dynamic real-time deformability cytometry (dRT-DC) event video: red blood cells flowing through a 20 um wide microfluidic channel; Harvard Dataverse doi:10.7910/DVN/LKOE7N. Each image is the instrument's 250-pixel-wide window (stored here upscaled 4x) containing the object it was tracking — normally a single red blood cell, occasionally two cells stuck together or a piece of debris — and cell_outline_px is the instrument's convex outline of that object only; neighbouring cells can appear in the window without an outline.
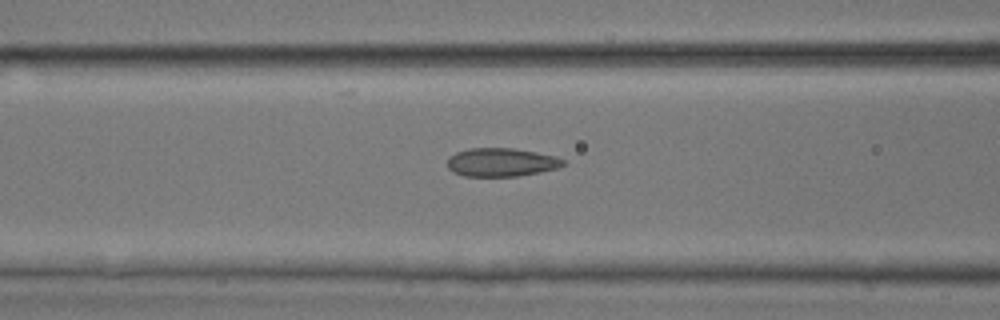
{"species": "common noctule bat (a hibernating species)", "species_latin": "Nyctalus noctula", "temperature_condition": "room temperature", "stored_images_in_passage": 30, "camera_frame_rate_fps": 3000, "um_per_image_px": 0.085, "animal": {"sex": "male", "body_mass_g": 17.9, "forearm_length_mm": 54.2}, "frame": {"image": 1, "passage_image": 6, "time_ms": 1.667, "image_size_px": [1000, 320], "cell_outline_px": [[564, 164], [556, 168], [540, 172], [516, 176], [464, 176], [452, 172], [448, 168], [448, 156], [456, 152], [468, 148], [512, 148], [536, 152], [556, 156], [564, 160]], "centroid_in_image_um": [42.57, 13.79], "position_along_channel_um": 124.0, "area_um2": 19.19}}
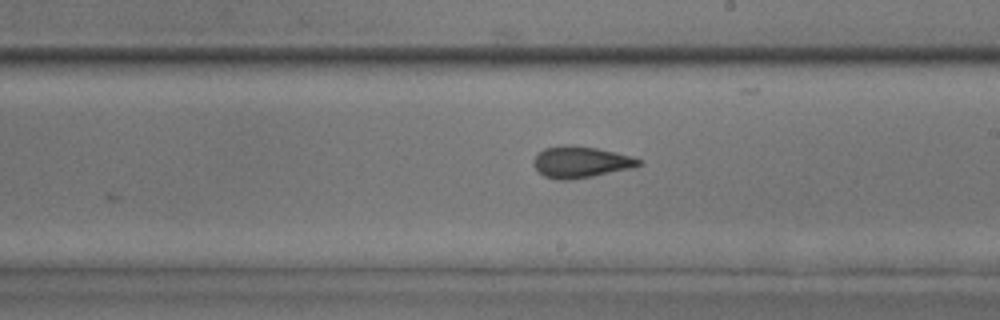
{"frame": {"image": 2, "passage_image": 14, "time_ms": 4.333, "image_size_px": [1000, 320], "cell_outline_px": [[644, 164], [636, 168], [572, 180], [560, 180], [544, 176], [532, 164], [532, 160], [544, 148], [564, 144], [572, 144], [596, 148], [632, 156], [644, 160]], "centroid_in_image_um": [49.42, 13.77], "position_along_channel_um": 239.6, "area_um2": 19.65}}
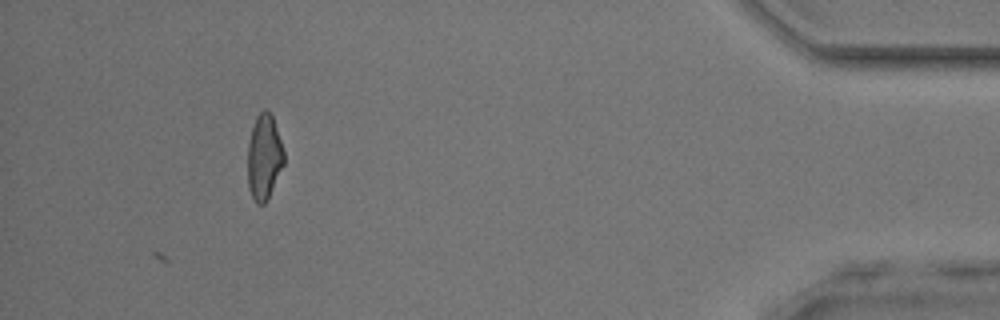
{"frame": {"image": 3, "passage_image": 30, "time_ms": 9.667, "image_size_px": [1000, 320], "cell_outline_px": [[284, 164], [268, 200], [264, 204], [256, 204], [248, 188], [248, 144], [252, 128], [256, 116], [264, 108], [268, 108], [272, 116], [284, 152]], "centroid_in_image_um": [22.45, 13.37], "position_along_channel_um": 412.8, "area_um2": 18.09}}